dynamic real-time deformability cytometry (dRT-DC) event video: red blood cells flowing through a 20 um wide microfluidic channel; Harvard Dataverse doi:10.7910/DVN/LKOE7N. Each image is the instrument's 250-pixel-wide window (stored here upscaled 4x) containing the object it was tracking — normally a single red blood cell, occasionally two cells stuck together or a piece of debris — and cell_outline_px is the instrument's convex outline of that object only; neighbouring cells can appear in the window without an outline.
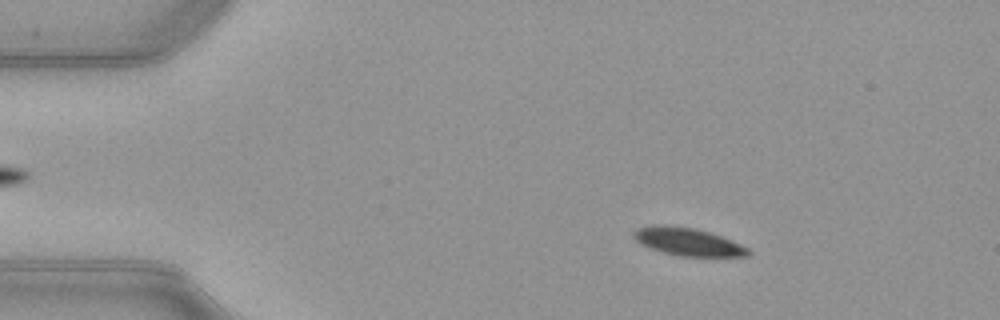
{"species": "common noctule bat (a hibernating species)", "species_latin": "Nyctalus noctula", "temperature_condition": "warm", "stored_images_in_passage": 51, "camera_frame_rate_fps": 3000, "um_per_image_px": 0.085, "animal": {"sex": "female", "body_mass_g": 21.9}, "frame": {"image": 1, "passage_image": 8, "time_ms": 2.333, "image_size_px": [1000, 320], "cell_outline_px": [[752, 252], [748, 256], [676, 256], [648, 248], [640, 244], [632, 236], [632, 232], [636, 228], [652, 224], [664, 224], [692, 228], [708, 232], [720, 236], [740, 244], [748, 248]], "centroid_in_image_um": [58.39, 20.54], "position_along_channel_um": 26.6, "area_um2": 18.67}}
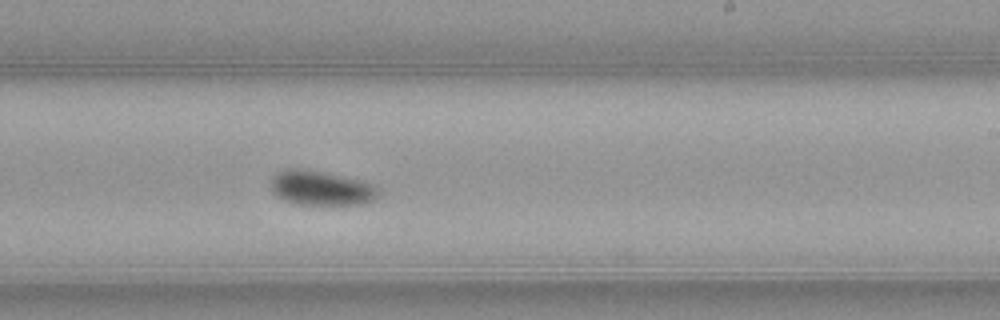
{"frame": {"image": 2, "passage_image": 31, "time_ms": 10.0, "image_size_px": [1000, 320], "cell_outline_px": [[380, 196], [376, 200], [364, 204], [296, 204], [280, 200], [272, 192], [272, 176], [276, 172], [284, 168], [296, 168], [324, 172], [364, 180], [376, 184], [380, 188]], "centroid_in_image_um": [27.35, 15.98], "position_along_channel_um": 261.7, "area_um2": 22.31}}
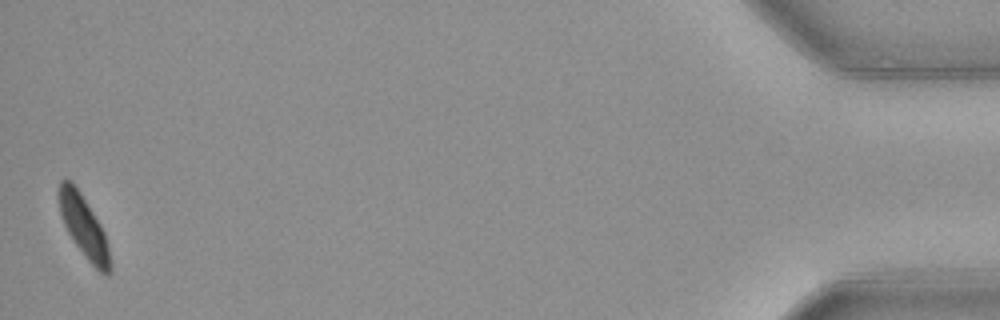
{"frame": {"image": 3, "passage_image": 51, "time_ms": 16.667, "image_size_px": [1000, 320], "cell_outline_px": [[112, 272], [108, 276], [100, 272], [88, 260], [76, 244], [68, 232], [64, 224], [60, 212], [56, 192], [60, 180], [72, 180], [80, 192], [100, 224], [104, 232], [108, 244], [112, 264]], "centroid_in_image_um": [7.12, 19.25], "position_along_channel_um": 428.1, "area_um2": 18.55}, "authors_computed_cell_mechanics": {"area_um2": 19.7676, "velocity_mm_per_s": 3.9671, "shape_relaxation_time_tau1_ms": 3.497, "shape_relaxation_time_tau2_ms": null, "deformation_change_tau1": 0.1234, "deformation_change_tau2": null}}